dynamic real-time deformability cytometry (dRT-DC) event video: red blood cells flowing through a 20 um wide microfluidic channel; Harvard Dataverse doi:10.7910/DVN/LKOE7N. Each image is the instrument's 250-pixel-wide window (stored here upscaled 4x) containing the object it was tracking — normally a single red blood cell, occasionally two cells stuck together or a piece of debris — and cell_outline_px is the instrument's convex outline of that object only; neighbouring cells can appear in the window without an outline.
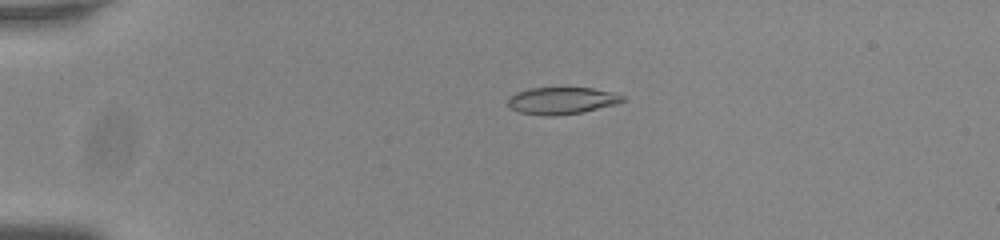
{"species": "common noctule bat (a hibernating species)", "species_latin": "Nyctalus noctula", "temperature_condition": "room temperature", "stored_images_in_passage": 54, "camera_frame_rate_fps": 3000, "um_per_image_px": 0.085, "animal": {"sex": "male", "body_mass_g": 20.0, "forearm_length_mm": 53.3}, "frame": {"image": 1, "passage_image": 12, "time_ms": 3.667, "image_size_px": [1000, 240], "cell_outline_px": [[624, 100], [616, 104], [580, 112], [552, 116], [544, 116], [520, 112], [512, 108], [508, 104], [508, 96], [516, 92], [528, 88], [592, 88], [612, 92], [624, 96]], "centroid_in_image_um": [47.71, 8.54], "position_along_channel_um": 37.3, "area_um2": 17.86}}
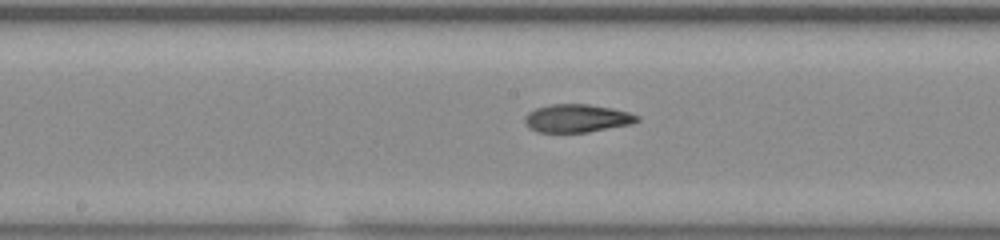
{"frame": {"image": 2, "passage_image": 29, "time_ms": 9.333, "image_size_px": [1000, 240], "cell_outline_px": [[640, 120], [632, 124], [588, 132], [536, 132], [528, 128], [524, 120], [524, 116], [528, 112], [536, 108], [552, 104], [588, 104], [612, 108], [628, 112], [640, 116]], "centroid_in_image_um": [49.04, 10.06], "position_along_channel_um": 199.2, "area_um2": 18.5}}
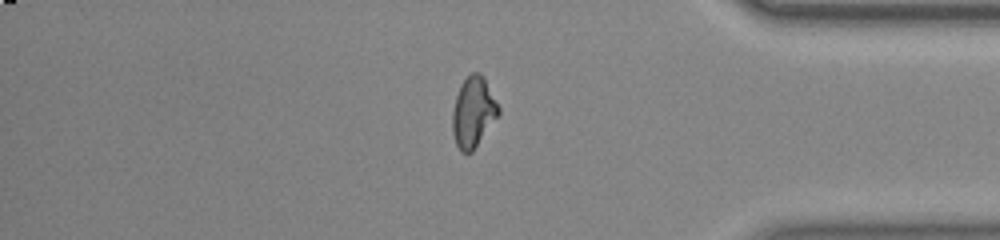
{"frame": {"image": 3, "passage_image": 46, "time_ms": 15.0, "image_size_px": [1000, 240], "cell_outline_px": [[500, 112], [472, 152], [460, 152], [456, 144], [452, 132], [452, 112], [456, 96], [460, 84], [472, 72], [480, 72], [484, 76], [500, 108]], "centroid_in_image_um": [40.22, 9.51], "position_along_channel_um": 395.0, "area_um2": 18.84}, "authors_computed_cell_mechanics": {"area_um2": 18.4382, "velocity_mm_per_s": 3.7994, "shape_relaxation_time_tau1_ms": null, "shape_relaxation_time_tau2_ms": 2.5203, "deformation_change_tau1": null, "deformation_change_tau2": 0.0955}}